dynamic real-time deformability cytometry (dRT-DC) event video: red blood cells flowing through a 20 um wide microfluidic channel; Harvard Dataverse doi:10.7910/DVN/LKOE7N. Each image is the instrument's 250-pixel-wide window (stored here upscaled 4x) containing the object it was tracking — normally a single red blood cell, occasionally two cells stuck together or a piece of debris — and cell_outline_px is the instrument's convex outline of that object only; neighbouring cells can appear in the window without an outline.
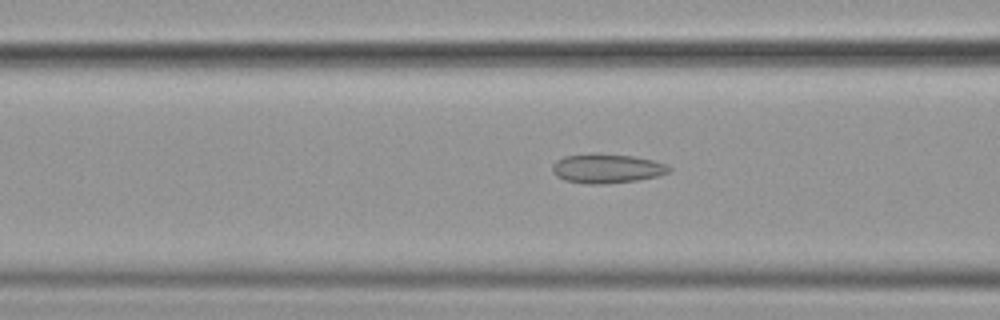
{"species": "common noctule bat (a hibernating species)", "species_latin": "Nyctalus noctula", "temperature_condition": "cold", "stored_images_in_passage": 56, "camera_frame_rate_fps": 3000, "um_per_image_px": 0.085, "animal": {"sex": "female", "body_mass_g": 19.9}, "frame": {"image": 1, "passage_image": 23, "time_ms": 7.333, "image_size_px": [1000, 320], "cell_outline_px": [[672, 168], [668, 172], [656, 176], [636, 180], [604, 184], [584, 184], [564, 180], [556, 176], [552, 172], [552, 164], [556, 160], [564, 156], [592, 152], [596, 152], [632, 156], [652, 160], [664, 164]], "centroid_in_image_um": [51.5, 14.31], "position_along_channel_um": 115.1, "area_um2": 20.11}}
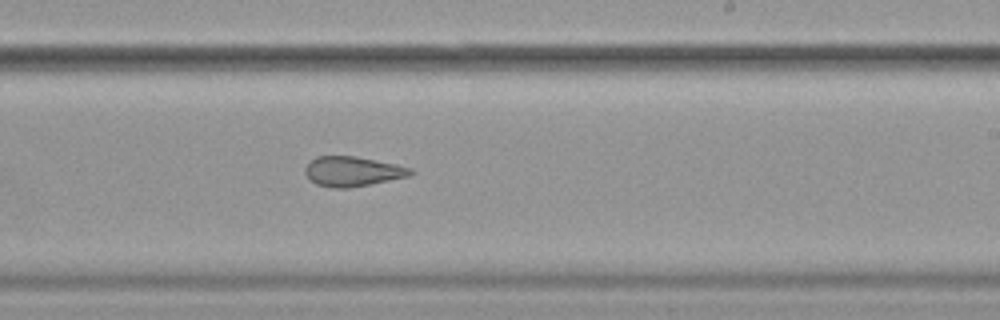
{"frame": {"image": 2, "passage_image": 35, "time_ms": 11.333, "image_size_px": [1000, 320], "cell_outline_px": [[416, 172], [408, 176], [348, 188], [332, 188], [316, 184], [308, 180], [304, 172], [304, 168], [316, 156], [356, 156], [396, 164], [412, 168]], "centroid_in_image_um": [29.94, 14.57], "position_along_channel_um": 259.1, "area_um2": 18.32}}
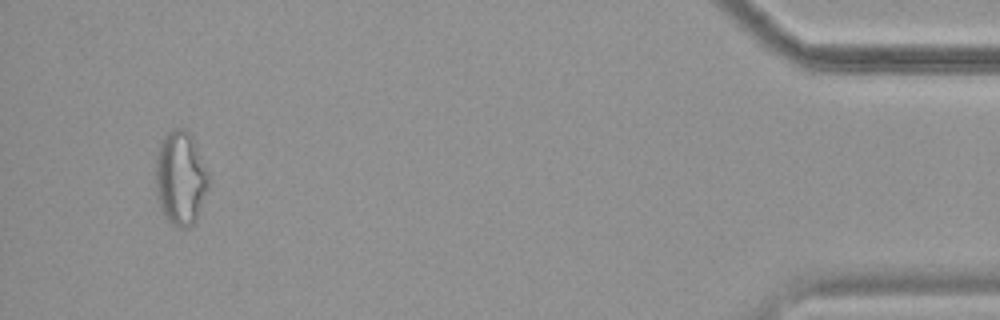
{"frame": {"image": 3, "passage_image": 54, "time_ms": 17.667, "image_size_px": [1000, 320], "cell_outline_px": [[208, 188], [200, 212], [196, 220], [188, 228], [180, 228], [172, 224], [164, 216], [160, 208], [156, 192], [156, 156], [160, 144], [164, 136], [172, 128], [180, 128], [188, 132], [192, 136], [208, 172]], "centroid_in_image_um": [15.34, 15.16], "position_along_channel_um": 419.9, "area_um2": 29.02}, "authors_computed_cell_mechanics": {"area_um2": 22.3108, "velocity_mm_per_s": 3.6085, "shape_relaxation_time_tau1_ms": null, "shape_relaxation_time_tau2_ms": 3.0197, "deformation_change_tau1": null, "deformation_change_tau2": 0.1007}}